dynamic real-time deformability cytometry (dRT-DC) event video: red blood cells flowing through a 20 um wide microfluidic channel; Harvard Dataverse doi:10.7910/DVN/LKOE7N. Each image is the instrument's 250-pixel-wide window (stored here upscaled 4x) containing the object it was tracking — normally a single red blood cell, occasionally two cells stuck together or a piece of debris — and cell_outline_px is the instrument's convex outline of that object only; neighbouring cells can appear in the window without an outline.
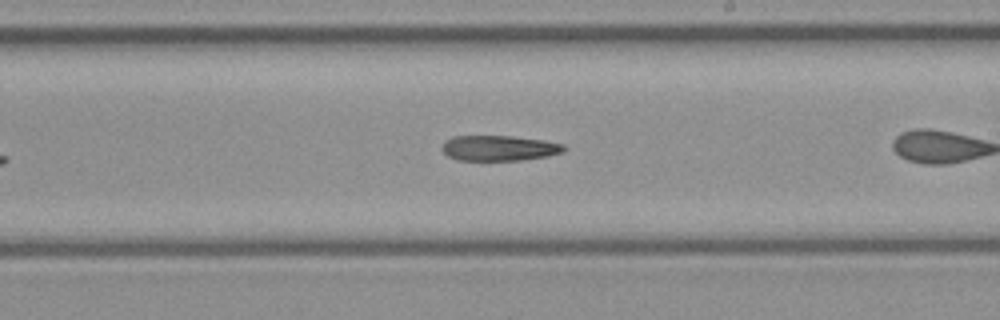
{"species": "common noctule bat (a hibernating species)", "species_latin": "Nyctalus noctula", "temperature_condition": "cold", "stored_images_in_passage": 31, "camera_frame_rate_fps": 3000, "um_per_image_px": 0.085, "animal": {"sex": "female", "body_mass_g": 21.9}, "frame": {"image": 1, "passage_image": 14, "time_ms": 4.333, "image_size_px": [1000, 320], "cell_outline_px": [[568, 148], [564, 152], [548, 156], [520, 160], [456, 160], [448, 156], [440, 148], [444, 140], [452, 136], [512, 136], [544, 140], [564, 144]], "centroid_in_image_um": [42.42, 12.58], "position_along_channel_um": 246.6, "area_um2": 18.26}}